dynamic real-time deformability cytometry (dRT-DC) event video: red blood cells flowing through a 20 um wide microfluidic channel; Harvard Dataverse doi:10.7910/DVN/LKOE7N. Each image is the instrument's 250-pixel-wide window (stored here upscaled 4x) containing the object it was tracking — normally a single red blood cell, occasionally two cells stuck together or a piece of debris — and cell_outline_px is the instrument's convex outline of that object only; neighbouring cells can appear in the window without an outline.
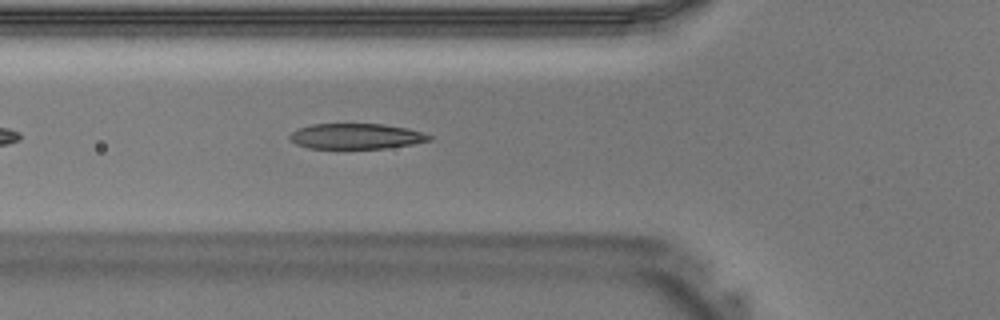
{"species": "Egyptian fruit bat (a non-hibernating species)", "species_latin": "Rousettus aegyptiacus", "temperature_condition": "warm", "stored_images_in_passage": 15, "camera_frame_rate_fps": 3000, "um_per_image_px": 0.085, "animal": {"sex": "male"}, "frame": {"image": 1, "passage_image": 5, "time_ms": 1.333, "image_size_px": [1000, 320], "cell_outline_px": [[432, 140], [412, 144], [384, 148], [308, 148], [296, 144], [288, 140], [288, 136], [296, 128], [312, 124], [384, 124], [408, 128], [424, 132], [432, 136]], "centroid_in_image_um": [30.25, 11.57], "position_along_channel_um": 95.5, "area_um2": 20.87}}
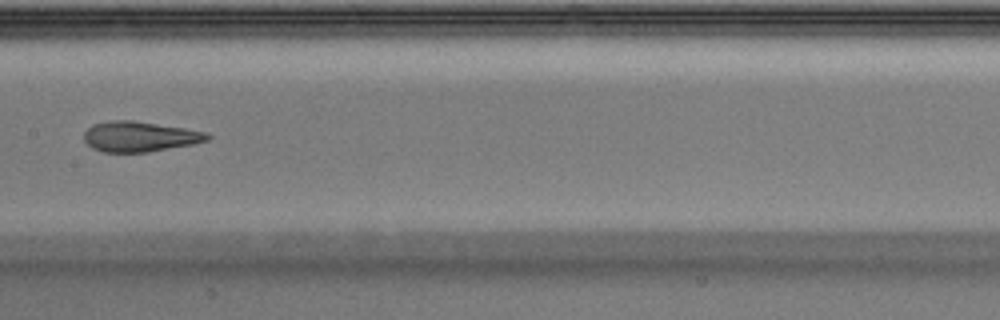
{"frame": {"image": 2, "passage_image": 11, "time_ms": 3.333, "image_size_px": [1000, 320], "cell_outline_px": [[212, 136], [208, 140], [192, 144], [148, 152], [104, 152], [92, 148], [84, 140], [84, 132], [92, 124], [112, 120], [132, 120], [184, 128], [208, 132]], "centroid_in_image_um": [11.87, 11.6], "position_along_channel_um": 195.5, "area_um2": 21.73}}
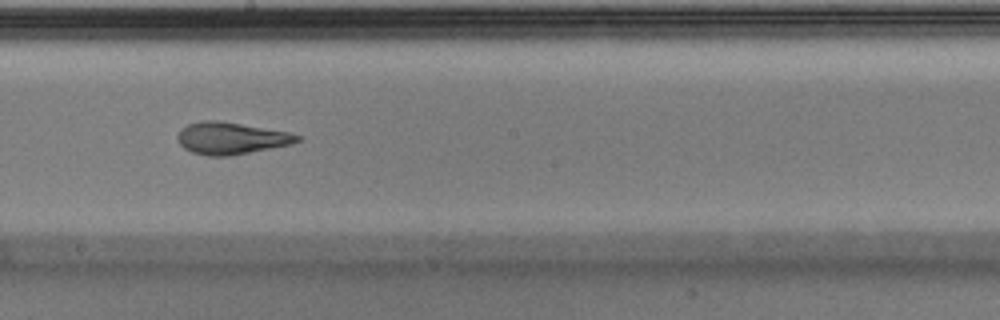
{"frame": {"image": 3, "passage_image": 13, "time_ms": 4.0, "image_size_px": [1000, 320], "cell_outline_px": [[300, 140], [292, 144], [228, 156], [208, 156], [192, 152], [184, 148], [180, 144], [176, 136], [180, 128], [188, 124], [200, 120], [216, 120], [288, 132], [300, 136]], "centroid_in_image_um": [19.58, 11.75], "position_along_channel_um": 228.6, "area_um2": 22.14}}